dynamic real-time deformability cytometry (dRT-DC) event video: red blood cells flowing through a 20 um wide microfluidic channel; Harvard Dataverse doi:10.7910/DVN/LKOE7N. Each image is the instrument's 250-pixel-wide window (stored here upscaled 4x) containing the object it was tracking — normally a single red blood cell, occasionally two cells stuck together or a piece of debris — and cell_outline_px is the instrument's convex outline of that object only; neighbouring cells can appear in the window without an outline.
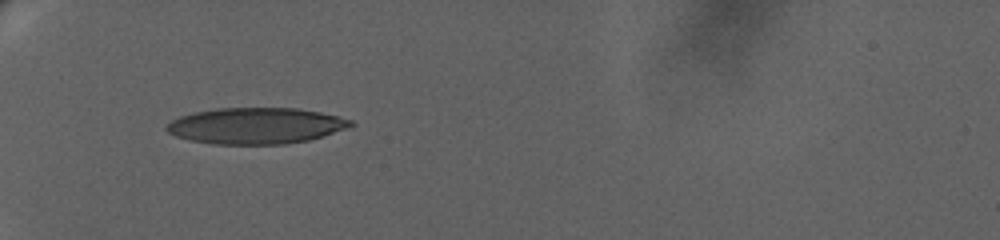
{"species": "human", "species_latin": "Homo sapiens", "temperature_condition": "warm", "stored_images_in_passage": 2, "camera_frame_rate_fps": 3000, "um_per_image_px": 0.085, "donor": {"sex": "female"}, "frame": {"image": 1, "passage_image": 1, "time_ms": 0.0, "image_size_px": [1000, 240], "cell_outline_px": [[356, 124], [308, 140], [284, 144], [216, 144], [192, 140], [176, 136], [168, 132], [164, 128], [172, 120], [180, 116], [192, 112], [220, 108], [296, 108], [320, 112], [340, 116], [352, 120]], "centroid_in_image_um": [21.73, 10.68], "position_along_channel_um": 63.3, "area_um2": 38.49}}